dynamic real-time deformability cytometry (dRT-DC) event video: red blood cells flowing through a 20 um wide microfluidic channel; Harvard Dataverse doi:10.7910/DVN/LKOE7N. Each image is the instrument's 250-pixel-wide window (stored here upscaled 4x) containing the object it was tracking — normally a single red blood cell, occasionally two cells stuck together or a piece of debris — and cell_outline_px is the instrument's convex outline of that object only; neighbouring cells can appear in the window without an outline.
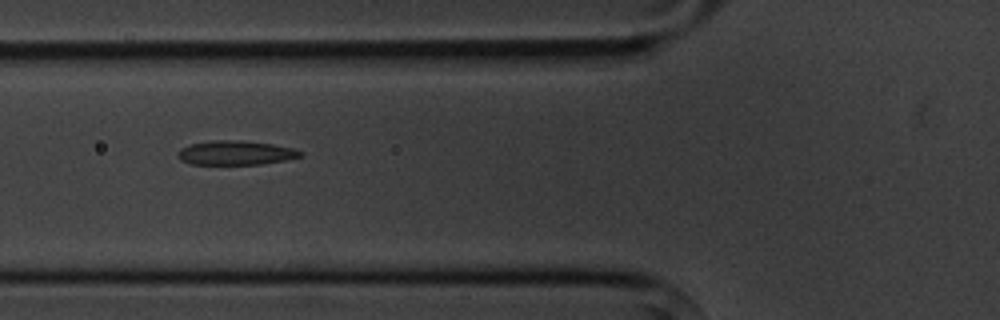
{"species": "common noctule bat (a hibernating species)", "species_latin": "Nyctalus noctula", "temperature_condition": "cold", "stored_images_in_passage": 5, "camera_frame_rate_fps": 3000, "um_per_image_px": 0.085, "animal": {"sex": "male", "body_mass_g": 20.1, "forearm_length_mm": 53.5}, "frame": {"image": 1, "passage_image": 2, "time_ms": 1.0, "image_size_px": [1000, 320], "cell_outline_px": [[304, 156], [284, 160], [260, 164], [192, 164], [180, 160], [176, 152], [180, 148], [188, 144], [208, 140], [240, 140], [272, 144], [292, 148], [304, 152]], "centroid_in_image_um": [19.99, 12.98], "position_along_channel_um": 105.8, "area_um2": 17.46}}
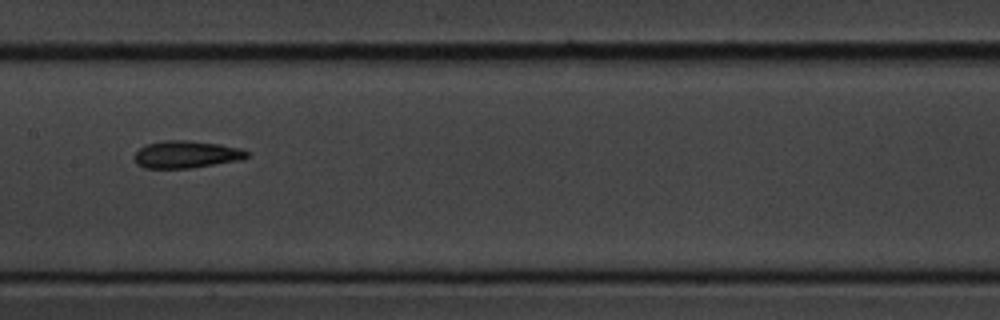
{"frame": {"image": 2, "passage_image": 4, "time_ms": 3.333, "image_size_px": [1000, 320], "cell_outline_px": [[248, 156], [240, 160], [192, 168], [144, 168], [136, 164], [136, 152], [140, 148], [148, 144], [164, 140], [188, 140], [220, 144], [244, 148], [248, 152]], "centroid_in_image_um": [15.88, 13.12], "position_along_channel_um": 191.5, "area_um2": 17.92}}
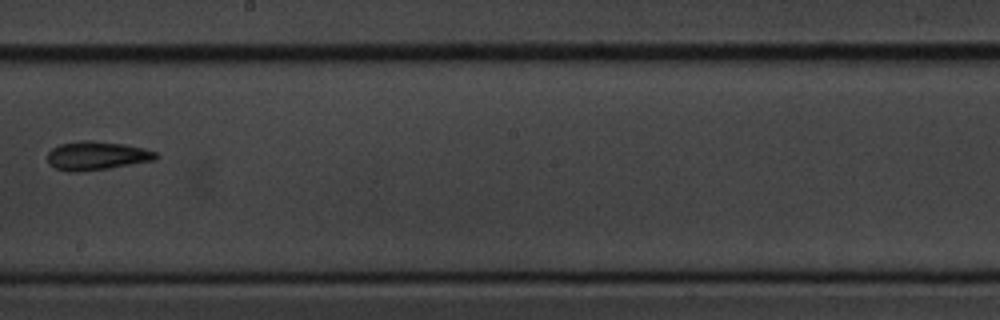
{"frame": {"image": 3, "passage_image": 5, "time_ms": 4.667, "image_size_px": [1000, 320], "cell_outline_px": [[160, 156], [156, 160], [108, 168], [76, 172], [68, 172], [56, 168], [48, 164], [48, 152], [52, 148], [60, 144], [80, 140], [92, 140], [124, 144], [144, 148], [156, 152]], "centroid_in_image_um": [8.22, 13.23], "position_along_channel_um": 240.0, "area_um2": 18.21}}